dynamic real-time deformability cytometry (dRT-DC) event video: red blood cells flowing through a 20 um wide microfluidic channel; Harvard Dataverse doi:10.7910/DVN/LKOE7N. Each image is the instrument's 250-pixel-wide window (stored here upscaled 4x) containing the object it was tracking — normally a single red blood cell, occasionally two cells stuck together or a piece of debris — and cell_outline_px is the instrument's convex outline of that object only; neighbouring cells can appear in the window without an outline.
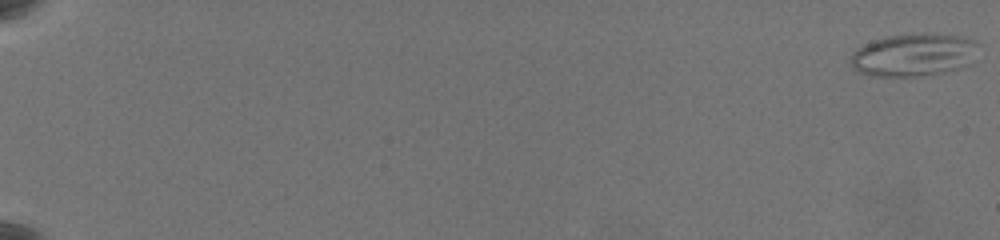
{"species": "common noctule bat (a hibernating species)", "species_latin": "Nyctalus noctula", "temperature_condition": "warm", "stored_images_in_passage": 65, "camera_frame_rate_fps": 3000, "um_per_image_px": 0.085, "animal": {"sex": "female", "body_mass_g": 19.5, "forearm_length_mm": 54.1}, "frame": {"image": 1, "passage_image": 1, "time_ms": 0.0, "image_size_px": [1000, 240], "cell_outline_px": [[980, 44], [972, 64], [960, 68], [944, 72], [924, 76], [872, 76], [856, 72], [852, 68], [852, 52], [856, 48], [864, 44], [888, 36], [924, 32], [960, 36], [976, 40]], "centroid_in_image_um": [77.71, 4.66], "position_along_channel_um": 7.3, "area_um2": 32.43}}
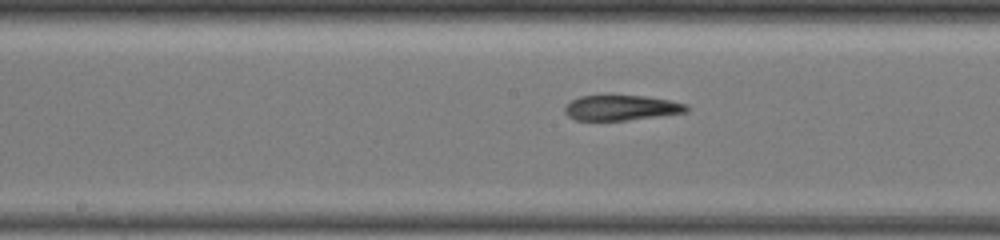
{"frame": {"image": 2, "passage_image": 38, "time_ms": 12.333, "image_size_px": [1000, 240], "cell_outline_px": [[688, 112], [660, 116], [628, 120], [576, 120], [568, 116], [564, 112], [564, 108], [572, 100], [580, 96], [644, 96], [668, 100], [688, 104]], "centroid_in_image_um": [52.83, 9.17], "position_along_channel_um": 195.4, "area_um2": 17.74}}
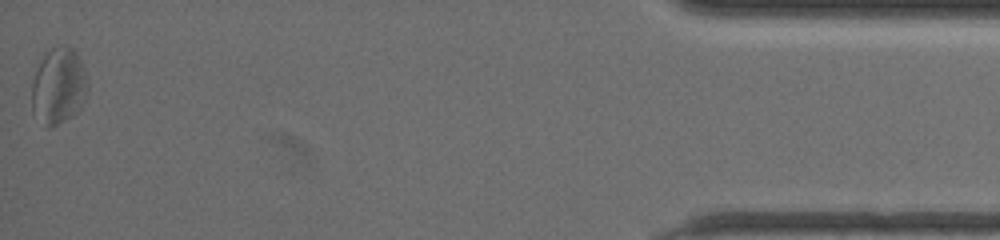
{"frame": {"image": 3, "passage_image": 65, "time_ms": 21.333, "image_size_px": [1000, 240], "cell_outline_px": [[88, 92], [80, 108], [72, 116], [48, 128], [32, 112], [32, 80], [44, 52], [52, 48], [72, 48], [76, 52], [80, 60], [88, 80]], "centroid_in_image_um": [4.98, 7.33], "position_along_channel_um": 430.2, "area_um2": 24.62}, "authors_computed_cell_mechanics": {"area_um2": 21.0392, "velocity_mm_per_s": 3.4404, "shape_relaxation_time_tau1_ms": 7.0126, "shape_relaxation_time_tau2_ms": 5.9883, "deformation_change_tau1": 0.1962, "deformation_change_tau2": 0.1928}}